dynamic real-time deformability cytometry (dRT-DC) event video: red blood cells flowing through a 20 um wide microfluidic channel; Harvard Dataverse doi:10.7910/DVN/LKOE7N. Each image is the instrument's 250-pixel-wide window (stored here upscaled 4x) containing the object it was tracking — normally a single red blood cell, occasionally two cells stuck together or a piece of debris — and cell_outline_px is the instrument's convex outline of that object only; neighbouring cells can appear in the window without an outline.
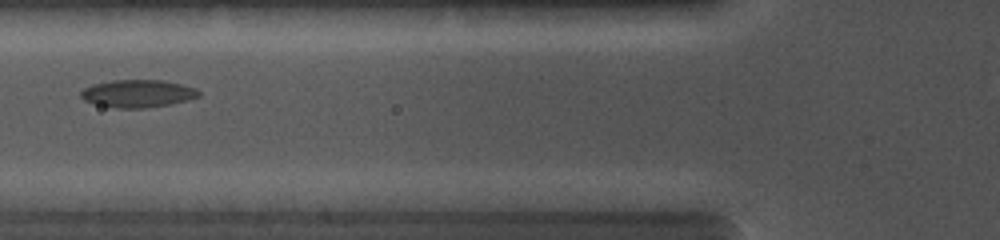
{"species": "common noctule bat (a hibernating species)", "species_latin": "Nyctalus noctula", "temperature_condition": "cold", "stored_images_in_passage": 17, "camera_frame_rate_fps": 5000, "um_per_image_px": 0.085, "animal": {"sex": "female", "body_mass_g": 19.0, "forearm_length_mm": 56.7}, "frame": {"image": 1, "passage_image": 8, "time_ms": 4.0, "image_size_px": [1000, 240], "cell_outline_px": [[200, 96], [188, 100], [172, 104], [144, 108], [116, 108], [96, 104], [84, 100], [80, 96], [80, 92], [84, 88], [92, 84], [112, 80], [164, 80], [196, 88], [200, 92]], "centroid_in_image_um": [11.71, 7.95], "position_along_channel_um": 114.1, "area_um2": 19.07}}
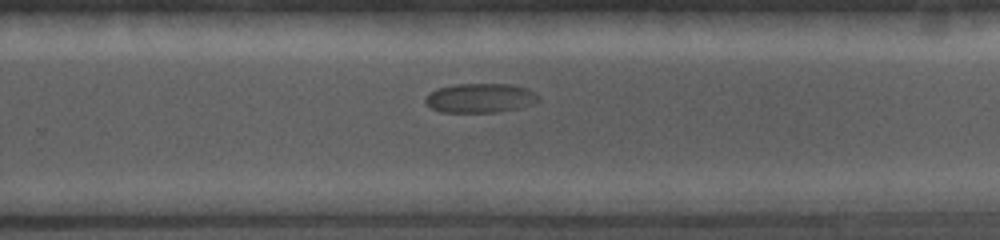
{"frame": {"image": 2, "passage_image": 15, "time_ms": 8.2, "image_size_px": [1000, 240], "cell_outline_px": [[540, 100], [536, 104], [520, 108], [496, 112], [440, 112], [432, 108], [424, 100], [424, 96], [440, 88], [456, 84], [512, 84], [528, 88], [540, 96]], "centroid_in_image_um": [40.89, 8.33], "position_along_channel_um": 288.9, "area_um2": 19.48}}
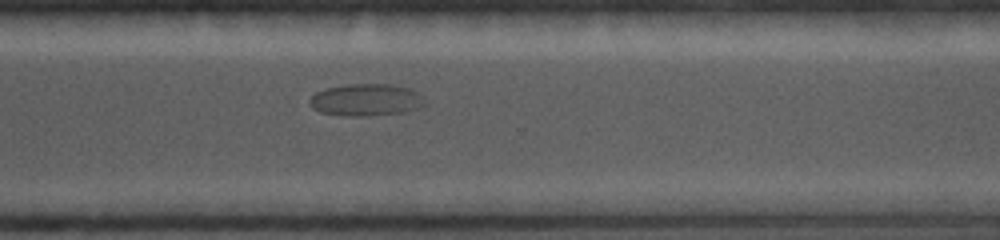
{"frame": {"image": 3, "passage_image": 17, "time_ms": 9.4, "image_size_px": [1000, 240], "cell_outline_px": [[424, 104], [416, 108], [404, 112], [364, 116], [344, 116], [320, 112], [312, 108], [308, 100], [316, 92], [328, 88], [348, 84], [392, 84], [408, 88], [416, 92], [420, 96]], "centroid_in_image_um": [31.05, 8.49], "position_along_channel_um": 339.5, "area_um2": 21.27}}